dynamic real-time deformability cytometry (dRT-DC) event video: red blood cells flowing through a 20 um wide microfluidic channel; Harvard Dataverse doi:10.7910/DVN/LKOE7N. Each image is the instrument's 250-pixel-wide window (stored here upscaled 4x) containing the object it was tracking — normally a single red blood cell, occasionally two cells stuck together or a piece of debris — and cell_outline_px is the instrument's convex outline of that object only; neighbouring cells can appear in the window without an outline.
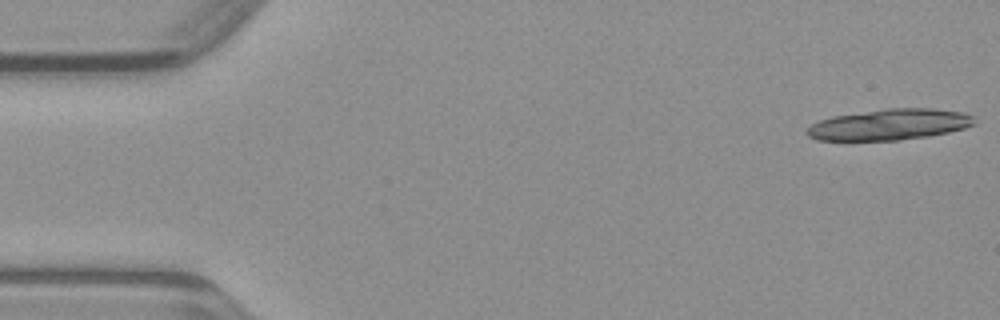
{"species": "common noctule bat (a hibernating species)", "species_latin": "Nyctalus noctula", "temperature_condition": "warm", "stored_images_in_passage": 9, "camera_frame_rate_fps": 3000, "um_per_image_px": 0.085, "animal": {"sex": "male", "body_mass_g": 23.1, "forearm_length_mm": 52.7}, "frame": {"image": 1, "passage_image": 1, "time_ms": 0.0, "image_size_px": [1000, 320], "cell_outline_px": [[976, 124], [964, 128], [948, 132], [928, 136], [900, 140], [816, 140], [808, 136], [804, 132], [812, 124], [820, 120], [832, 116], [888, 108], [932, 108], [964, 112], [972, 116]], "centroid_in_image_um": [75.61, 10.58], "position_along_channel_um": 9.4, "area_um2": 30.23}}